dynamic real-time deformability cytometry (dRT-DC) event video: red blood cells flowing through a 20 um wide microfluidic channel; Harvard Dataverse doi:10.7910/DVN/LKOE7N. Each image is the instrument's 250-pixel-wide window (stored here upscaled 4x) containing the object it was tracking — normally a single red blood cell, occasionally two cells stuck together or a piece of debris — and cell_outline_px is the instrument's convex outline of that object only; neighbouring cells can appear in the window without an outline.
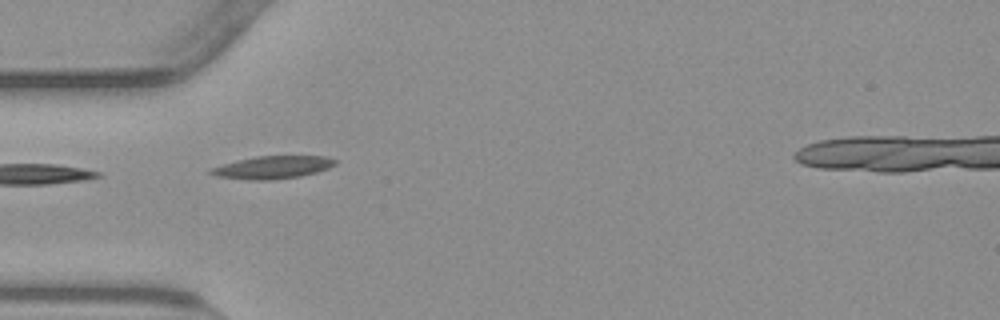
{"species": "common noctule bat (a hibernating species)", "species_latin": "Nyctalus noctula", "temperature_condition": "warm", "stored_images_in_passage": 38, "camera_frame_rate_fps": 3000, "um_per_image_px": 0.085, "animal": {"sex": "male", "body_mass_g": 23.1, "forearm_length_mm": 52.7}, "frame": {"image": 1, "passage_image": 1, "time_ms": 0.0, "image_size_px": [1000, 320], "cell_outline_px": [[336, 164], [328, 168], [316, 172], [300, 176], [272, 180], [252, 180], [216, 176], [208, 172], [208, 168], [256, 156], [324, 156], [336, 160]], "centroid_in_image_um": [23.16, 14.22], "position_along_channel_um": 61.8, "area_um2": 16.3}}
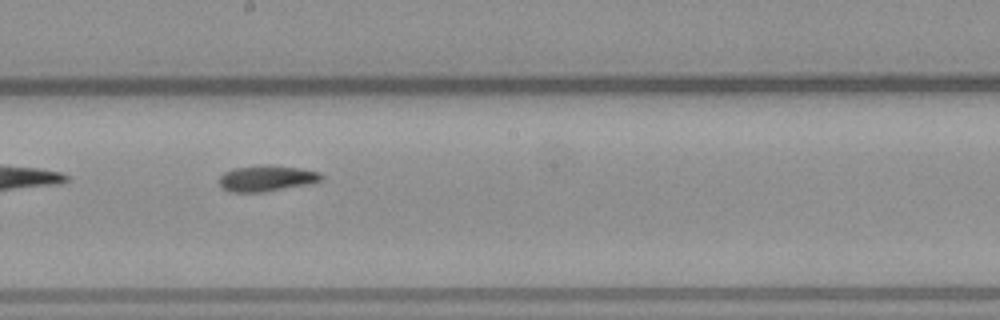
{"frame": {"image": 2, "passage_image": 14, "time_ms": 4.333, "image_size_px": [1000, 320], "cell_outline_px": [[324, 180], [308, 184], [260, 192], [232, 192], [220, 188], [220, 176], [224, 172], [232, 168], [300, 168], [320, 172], [324, 176]], "centroid_in_image_um": [22.67, 15.21], "position_along_channel_um": 225.5, "area_um2": 14.57}}
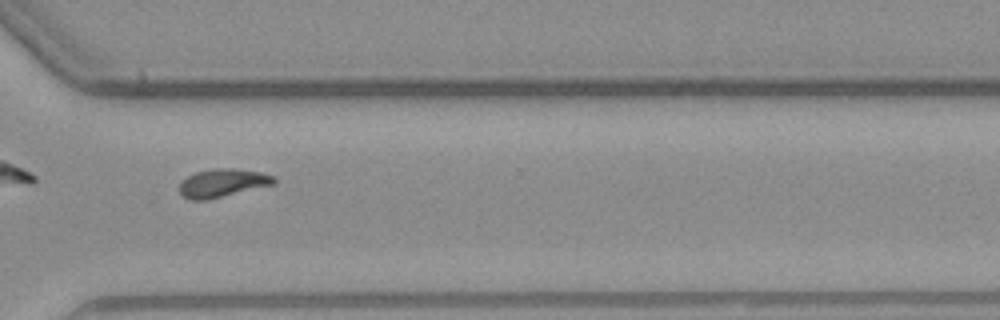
{"frame": {"image": 3, "passage_image": 24, "time_ms": 7.667, "image_size_px": [1000, 320], "cell_outline_px": [[276, 184], [208, 200], [192, 200], [180, 196], [180, 184], [188, 176], [196, 172], [216, 168], [232, 168], [260, 172], [276, 176]], "centroid_in_image_um": [18.95, 15.56], "position_along_channel_um": 351.6, "area_um2": 15.66}}